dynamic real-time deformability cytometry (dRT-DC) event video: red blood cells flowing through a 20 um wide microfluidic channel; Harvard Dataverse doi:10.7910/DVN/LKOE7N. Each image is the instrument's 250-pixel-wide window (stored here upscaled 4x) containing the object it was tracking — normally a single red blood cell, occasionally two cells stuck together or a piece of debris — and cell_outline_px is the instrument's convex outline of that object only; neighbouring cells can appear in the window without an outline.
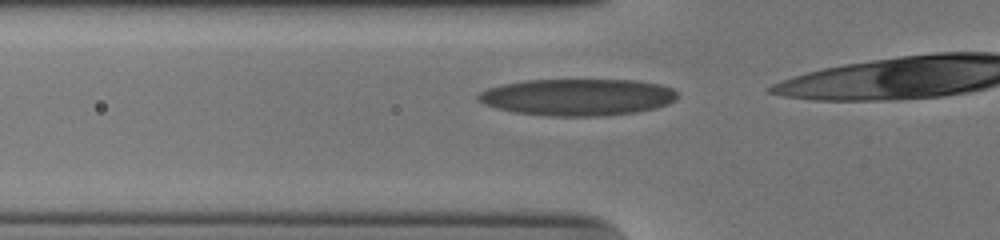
{"species": "human", "species_latin": "Homo sapiens", "temperature_condition": "cold", "stored_images_in_passage": 14, "camera_frame_rate_fps": 3000, "um_per_image_px": 0.085, "donor": {"sex": "male"}, "frame": {"image": 1, "passage_image": 5, "time_ms": 1.333, "image_size_px": [1000, 240], "cell_outline_px": [[676, 100], [668, 104], [656, 108], [636, 112], [600, 116], [548, 116], [512, 112], [496, 108], [484, 104], [476, 100], [476, 96], [480, 92], [488, 88], [500, 84], [524, 80], [636, 80], [660, 84], [672, 88], [676, 92]], "centroid_in_image_um": [49.06, 8.25], "position_along_channel_um": 76.7, "area_um2": 43.06}}
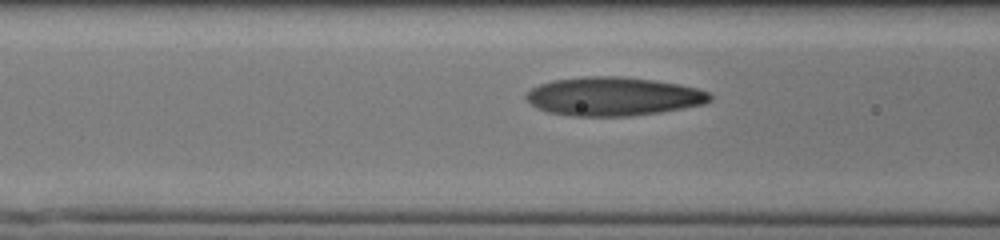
{"frame": {"image": 2, "passage_image": 8, "time_ms": 2.333, "image_size_px": [1000, 240], "cell_outline_px": [[712, 100], [704, 104], [660, 112], [632, 116], [572, 116], [548, 112], [536, 108], [524, 96], [532, 88], [540, 84], [552, 80], [584, 76], [620, 76], [652, 80], [676, 84], [696, 88], [708, 92], [712, 96]], "centroid_in_image_um": [52.11, 8.2], "position_along_channel_um": 114.5, "area_um2": 41.33}}
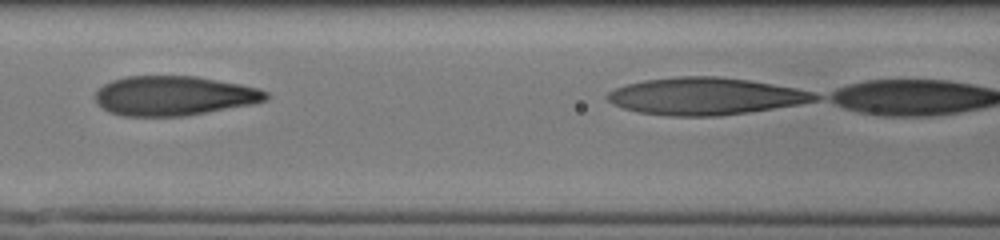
{"frame": {"image": 3, "passage_image": 11, "time_ms": 3.333, "image_size_px": [1000, 240], "cell_outline_px": [[268, 100], [256, 104], [184, 116], [124, 116], [108, 112], [96, 104], [96, 92], [104, 84], [112, 80], [128, 76], [196, 76], [240, 84], [256, 88], [268, 92]], "centroid_in_image_um": [14.8, 8.15], "position_along_channel_um": 151.8, "area_um2": 39.54}}